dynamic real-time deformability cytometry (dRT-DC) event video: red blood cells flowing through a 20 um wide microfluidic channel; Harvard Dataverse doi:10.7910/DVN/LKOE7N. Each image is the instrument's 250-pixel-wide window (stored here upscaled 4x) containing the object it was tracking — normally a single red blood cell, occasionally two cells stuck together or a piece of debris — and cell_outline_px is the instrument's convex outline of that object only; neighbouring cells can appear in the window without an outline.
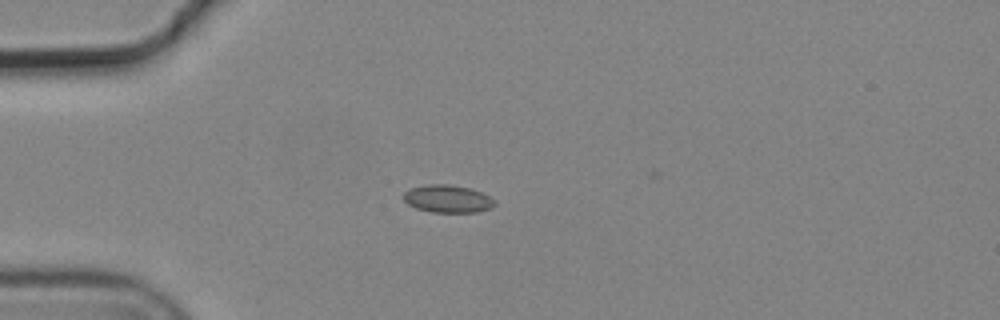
{"species": "common noctule bat (a hibernating species)", "species_latin": "Nyctalus noctula", "temperature_condition": "cold", "stored_images_in_passage": 9, "camera_frame_rate_fps": 3000, "um_per_image_px": 0.085, "animal": {"sex": "male", "body_mass_g": 19.2, "forearm_length_mm": 51.8}, "frame": {"image": 1, "passage_image": 4, "time_ms": 1.0, "image_size_px": [1000, 320], "cell_outline_px": [[496, 204], [492, 208], [476, 212], [432, 212], [416, 208], [408, 204], [404, 200], [404, 192], [412, 188], [428, 184], [448, 184], [468, 188], [480, 192], [496, 200]], "centroid_in_image_um": [38.07, 16.9], "position_along_channel_um": 46.9, "area_um2": 14.57}}
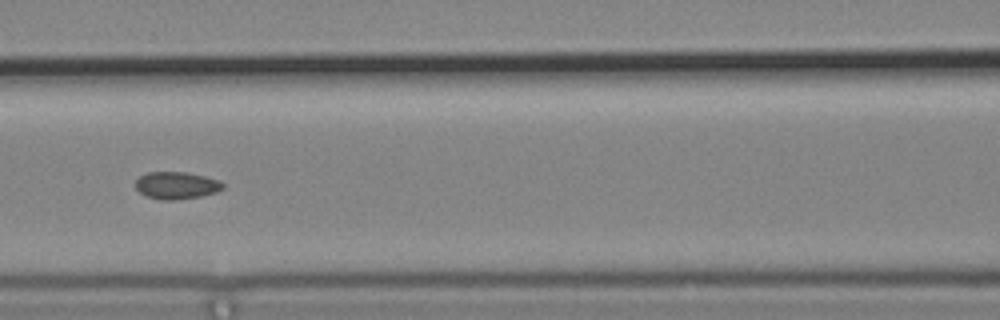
{"frame": {"image": 2, "passage_image": 7, "time_ms": 2.0, "image_size_px": [1000, 320], "cell_outline_px": [[224, 188], [216, 192], [200, 196], [176, 200], [164, 200], [148, 196], [140, 192], [136, 188], [136, 180], [140, 176], [148, 172], [188, 172], [220, 180], [224, 184]], "centroid_in_image_um": [15.03, 15.75], "position_along_channel_um": 151.6, "area_um2": 13.81}}
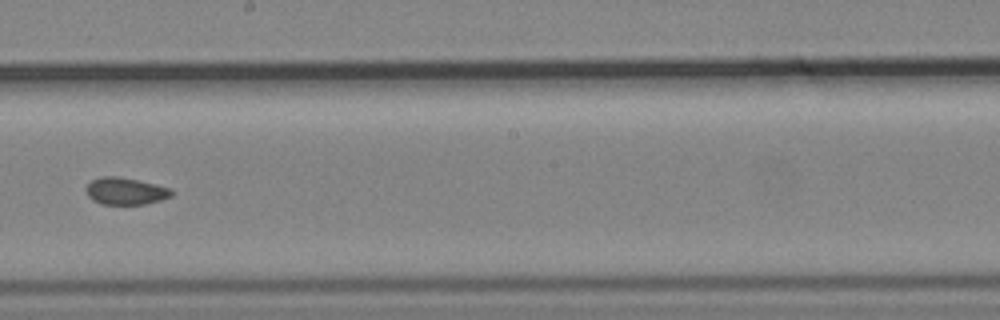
{"frame": {"image": 3, "passage_image": 9, "time_ms": 2.667, "image_size_px": [1000, 320], "cell_outline_px": [[172, 196], [160, 200], [144, 204], [100, 204], [92, 200], [88, 196], [84, 188], [92, 180], [100, 176], [120, 176], [156, 184], [172, 188]], "centroid_in_image_um": [10.65, 16.23], "position_along_channel_um": 237.6, "area_um2": 13.64}}